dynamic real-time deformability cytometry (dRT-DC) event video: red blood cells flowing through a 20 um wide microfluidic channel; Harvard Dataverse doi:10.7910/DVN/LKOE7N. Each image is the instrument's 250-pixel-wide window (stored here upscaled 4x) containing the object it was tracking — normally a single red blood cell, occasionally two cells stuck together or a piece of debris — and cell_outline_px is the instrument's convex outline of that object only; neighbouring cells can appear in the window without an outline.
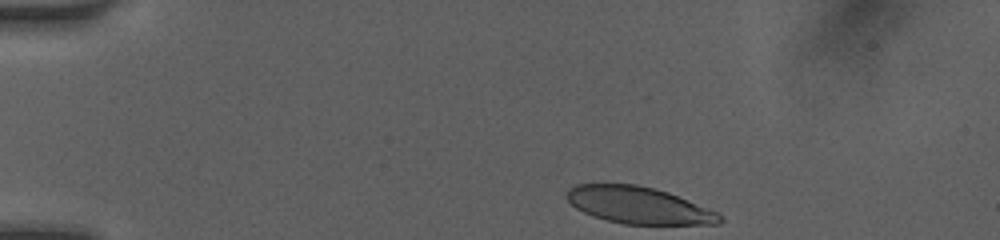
{"species": "human", "species_latin": "Homo sapiens", "temperature_condition": "room temperature", "stored_images_in_passage": 36, "camera_frame_rate_fps": 3000, "um_per_image_px": 0.085, "donor": {"sex": "female"}, "frame": {"image": 1, "passage_image": 1, "time_ms": 0.0, "image_size_px": [1000, 240], "cell_outline_px": [[724, 220], [720, 224], [624, 224], [608, 220], [584, 212], [576, 208], [564, 196], [568, 188], [576, 184], [636, 184], [668, 192], [716, 212]], "centroid_in_image_um": [54.25, 17.44], "position_along_channel_um": 30.8, "area_um2": 32.48}}
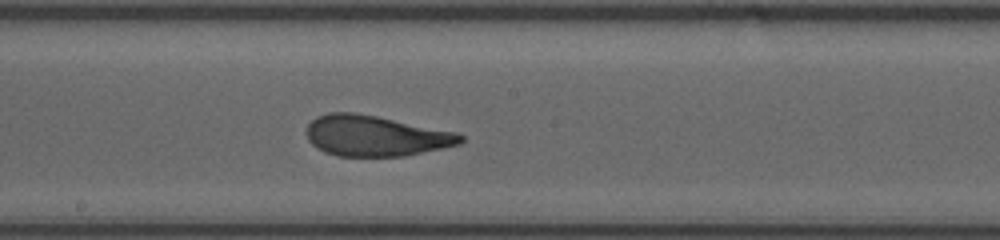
{"frame": {"image": 2, "passage_image": 20, "time_ms": 6.333, "image_size_px": [1000, 240], "cell_outline_px": [[464, 140], [460, 144], [404, 156], [336, 156], [324, 152], [316, 148], [308, 140], [308, 124], [316, 116], [328, 112], [352, 112], [376, 116], [456, 132], [464, 136]], "centroid_in_image_um": [31.89, 11.55], "position_along_channel_um": 216.3, "area_um2": 36.36}}
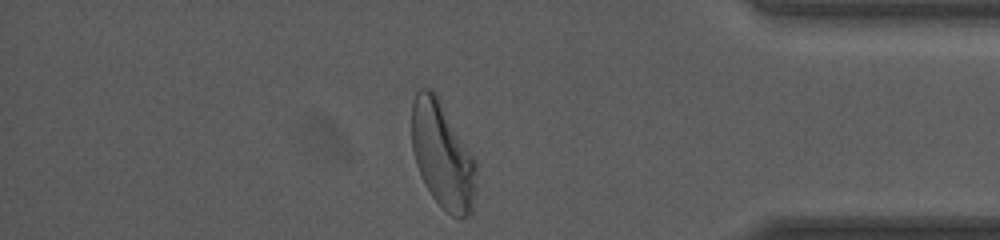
{"frame": {"image": 3, "passage_image": 35, "time_ms": 11.333, "image_size_px": [1000, 240], "cell_outline_px": [[476, 188], [472, 212], [468, 216], [460, 220], [452, 216], [432, 196], [416, 164], [412, 148], [412, 104], [416, 92], [420, 88], [428, 88], [436, 92], [476, 160]], "centroid_in_image_um": [37.63, 13.18], "position_along_channel_um": 397.6, "area_um2": 40.11}, "authors_computed_cell_mechanics": {"area_um2": 36.3273, "velocity_mm_per_s": 4.1236, "shape_relaxation_time_tau1_ms": 4.5437, "shape_relaxation_time_tau2_ms": 1.019, "deformation_change_tau1": 0.1908, "deformation_change_tau2": 0.0937}}